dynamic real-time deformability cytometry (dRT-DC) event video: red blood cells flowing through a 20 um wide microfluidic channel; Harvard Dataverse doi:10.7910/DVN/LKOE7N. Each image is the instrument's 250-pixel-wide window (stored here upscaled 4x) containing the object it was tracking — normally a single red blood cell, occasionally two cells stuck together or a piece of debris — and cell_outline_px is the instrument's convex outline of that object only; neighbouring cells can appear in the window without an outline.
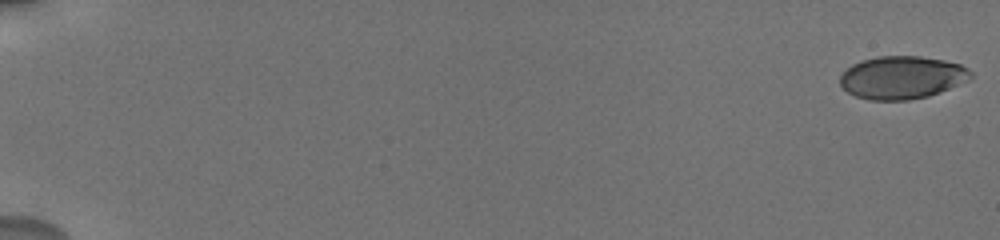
{"species": "human", "species_latin": "Homo sapiens", "temperature_condition": "cold", "stored_images_in_passage": 38, "camera_frame_rate_fps": 3000, "um_per_image_px": 0.085, "donor": {"sex": "male"}, "frame": {"image": 1, "passage_image": 1, "time_ms": 0.0, "image_size_px": [1000, 240], "cell_outline_px": [[972, 76], [968, 80], [940, 92], [928, 96], [908, 100], [868, 100], [856, 96], [848, 92], [840, 84], [840, 76], [852, 64], [860, 60], [876, 56], [920, 56], [944, 60], [960, 64], [968, 68], [972, 72]], "centroid_in_image_um": [76.66, 6.58], "position_along_channel_um": 8.3, "area_um2": 32.66}}
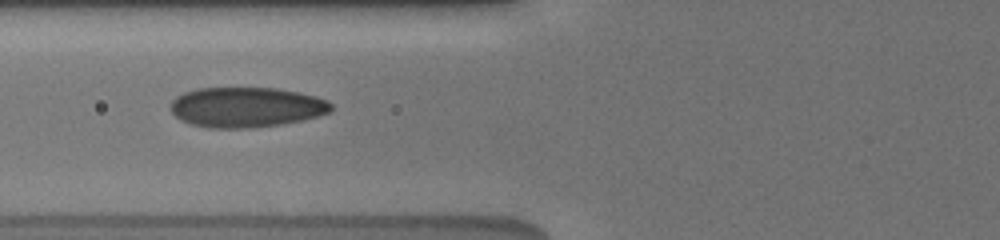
{"frame": {"image": 2, "passage_image": 22, "time_ms": 8.0, "image_size_px": [1000, 240], "cell_outline_px": [[332, 108], [328, 112], [304, 120], [280, 124], [252, 128], [208, 128], [192, 124], [180, 120], [172, 112], [172, 100], [176, 96], [184, 92], [196, 88], [276, 88], [300, 92], [316, 96], [328, 100], [332, 104]], "centroid_in_image_um": [20.94, 9.11], "position_along_channel_um": 104.9, "area_um2": 37.63}}
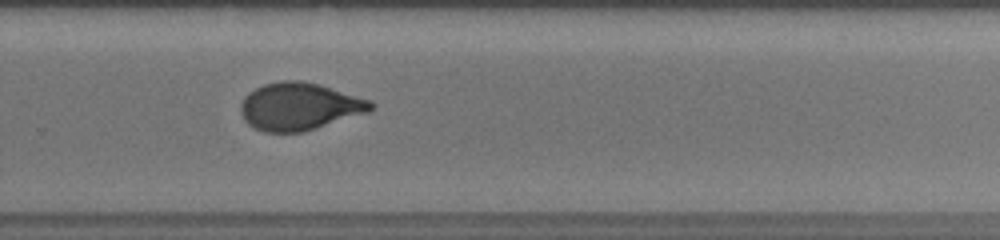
{"frame": {"image": 3, "passage_image": 37, "time_ms": 13.333, "image_size_px": [1000, 240], "cell_outline_px": [[376, 104], [368, 112], [316, 128], [300, 132], [264, 132], [252, 128], [244, 120], [240, 112], [240, 104], [244, 96], [248, 92], [264, 84], [284, 80], [300, 80], [320, 84], [372, 100]], "centroid_in_image_um": [25.43, 9.04], "position_along_channel_um": 304.4, "area_um2": 36.24}}